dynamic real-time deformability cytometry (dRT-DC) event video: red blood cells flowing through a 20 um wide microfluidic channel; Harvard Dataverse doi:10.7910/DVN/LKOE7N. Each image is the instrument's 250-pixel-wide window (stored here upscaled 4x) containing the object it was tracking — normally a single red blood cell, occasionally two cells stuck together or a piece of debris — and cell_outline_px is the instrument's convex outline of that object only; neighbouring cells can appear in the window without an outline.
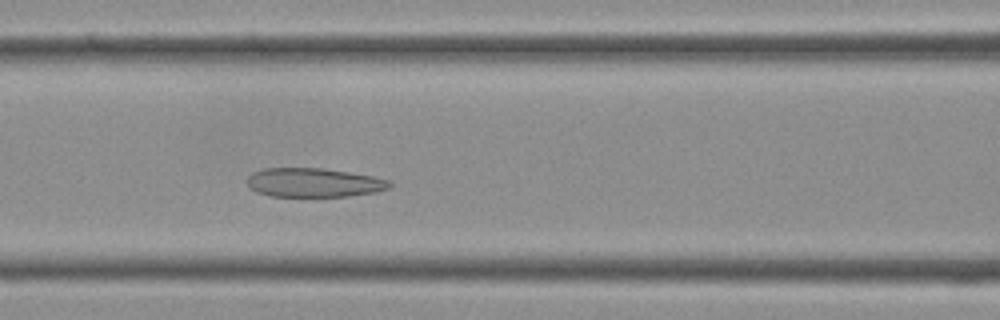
{"species": "Egyptian fruit bat (a non-hibernating species)", "species_latin": "Rousettus aegyptiacus", "temperature_condition": "cold", "stored_images_in_passage": 36, "camera_frame_rate_fps": 3000, "um_per_image_px": 0.085, "frame": {"image": 1, "passage_image": 13, "time_ms": 4.0, "image_size_px": [1000, 320], "cell_outline_px": [[392, 184], [388, 188], [376, 192], [348, 196], [268, 196], [256, 192], [248, 184], [248, 176], [252, 172], [264, 168], [324, 168], [372, 176], [392, 180]], "centroid_in_image_um": [26.68, 15.51], "position_along_channel_um": 139.9, "area_um2": 24.1}}
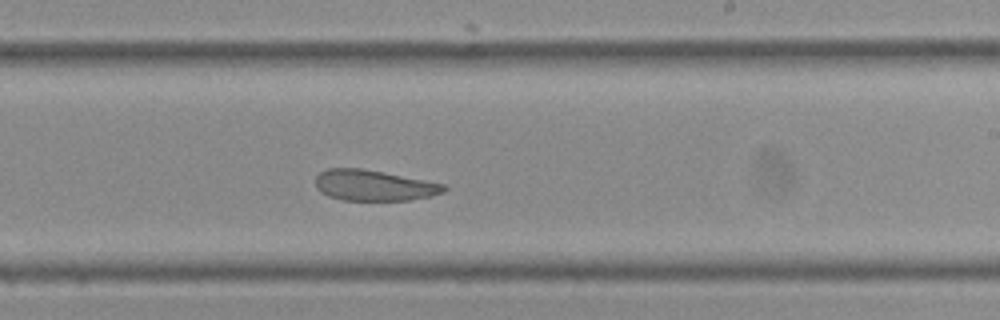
{"frame": {"image": 2, "passage_image": 20, "time_ms": 6.333, "image_size_px": [1000, 320], "cell_outline_px": [[448, 188], [444, 192], [428, 196], [408, 200], [344, 200], [328, 196], [320, 192], [316, 188], [316, 176], [320, 172], [328, 168], [360, 168], [424, 180], [444, 184]], "centroid_in_image_um": [31.74, 15.76], "position_along_channel_um": 257.3, "area_um2": 22.77}}
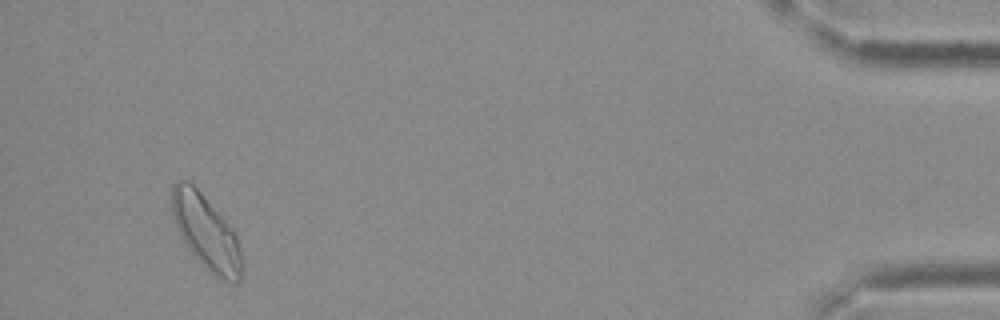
{"frame": {"image": 3, "passage_image": 34, "time_ms": 11.0, "image_size_px": [1000, 320], "cell_outline_px": [[244, 272], [240, 280], [224, 280], [216, 276], [188, 248], [172, 216], [172, 184], [176, 180], [188, 180], [200, 192], [236, 232], [244, 260]], "centroid_in_image_um": [17.57, 19.73], "position_along_channel_um": 417.6, "area_um2": 29.88}}